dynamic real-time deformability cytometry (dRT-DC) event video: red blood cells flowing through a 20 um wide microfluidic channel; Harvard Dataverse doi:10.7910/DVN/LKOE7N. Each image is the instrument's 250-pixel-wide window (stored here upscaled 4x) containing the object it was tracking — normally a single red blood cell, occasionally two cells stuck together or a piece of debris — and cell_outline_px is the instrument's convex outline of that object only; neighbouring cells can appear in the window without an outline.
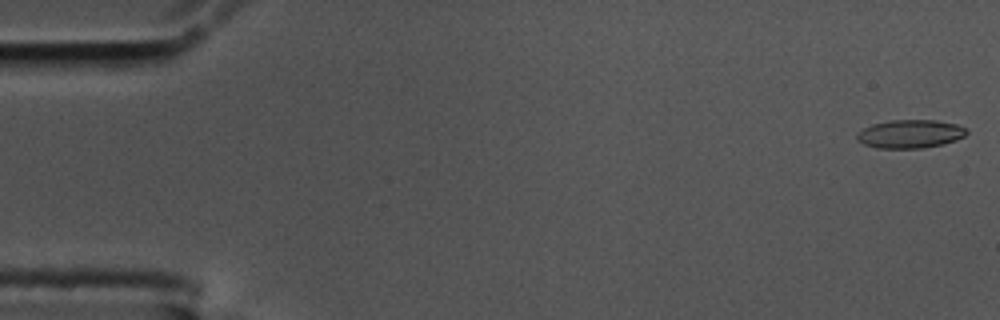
{"species": "common noctule bat (a hibernating species)", "species_latin": "Nyctalus noctula", "temperature_condition": "cold", "stored_images_in_passage": 57, "camera_frame_rate_fps": 3000, "um_per_image_px": 0.085, "animal": {"sex": "male", "body_mass_g": 17.5, "forearm_length_mm": 52.3}, "frame": {"image": 1, "passage_image": 1, "time_ms": 0.0, "image_size_px": [1000, 320], "cell_outline_px": [[968, 132], [964, 136], [956, 140], [944, 144], [920, 148], [876, 148], [864, 144], [856, 140], [856, 132], [872, 124], [888, 120], [936, 120], [956, 124], [968, 128]], "centroid_in_image_um": [77.35, 11.38], "position_along_channel_um": 7.6, "area_um2": 18.32}}
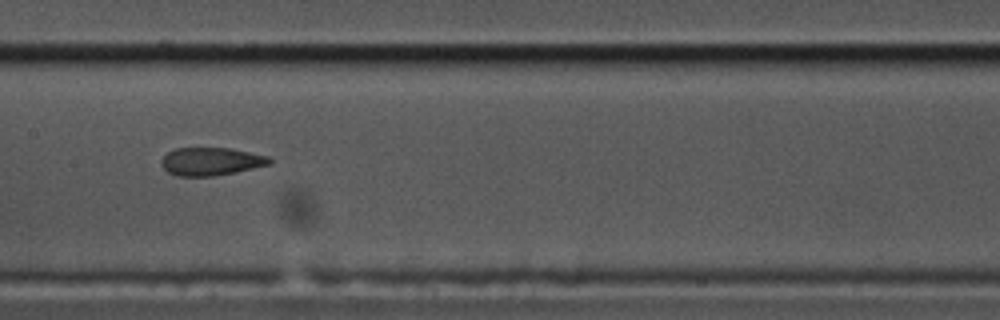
{"frame": {"image": 2, "passage_image": 28, "time_ms": 9.0, "image_size_px": [1000, 320], "cell_outline_px": [[272, 160], [268, 164], [236, 172], [212, 176], [176, 176], [168, 172], [160, 164], [160, 160], [168, 152], [176, 148], [232, 148], [268, 156]], "centroid_in_image_um": [17.9, 13.72], "position_along_channel_um": 189.5, "area_um2": 17.57}}
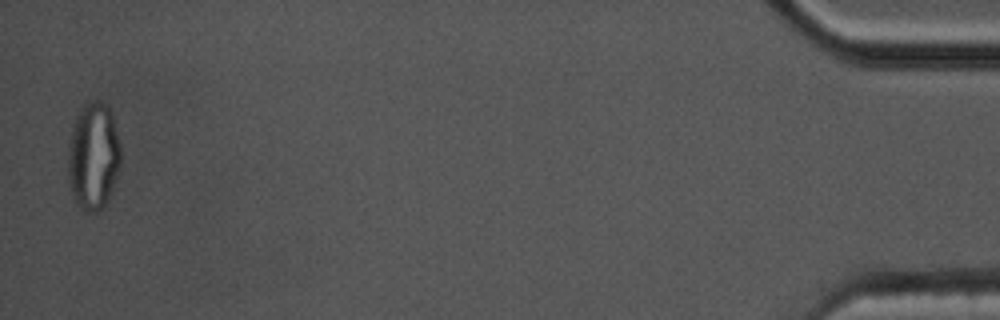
{"frame": {"image": 3, "passage_image": 56, "time_ms": 18.333, "image_size_px": [1000, 320], "cell_outline_px": [[120, 168], [108, 200], [96, 212], [92, 212], [84, 208], [76, 200], [72, 192], [68, 176], [68, 152], [72, 132], [76, 116], [84, 104], [92, 100], [96, 100], [104, 104], [108, 108], [112, 116], [120, 144]], "centroid_in_image_um": [7.95, 13.26], "position_along_channel_um": 427.2, "area_um2": 32.31}, "authors_computed_cell_mechanics": {"area_um2": 18.3804, "velocity_mm_per_s": 3.5291, "shape_relaxation_time_tau1_ms": null, "shape_relaxation_time_tau2_ms": 1.8659, "deformation_change_tau1": null, "deformation_change_tau2": 0.0961}}